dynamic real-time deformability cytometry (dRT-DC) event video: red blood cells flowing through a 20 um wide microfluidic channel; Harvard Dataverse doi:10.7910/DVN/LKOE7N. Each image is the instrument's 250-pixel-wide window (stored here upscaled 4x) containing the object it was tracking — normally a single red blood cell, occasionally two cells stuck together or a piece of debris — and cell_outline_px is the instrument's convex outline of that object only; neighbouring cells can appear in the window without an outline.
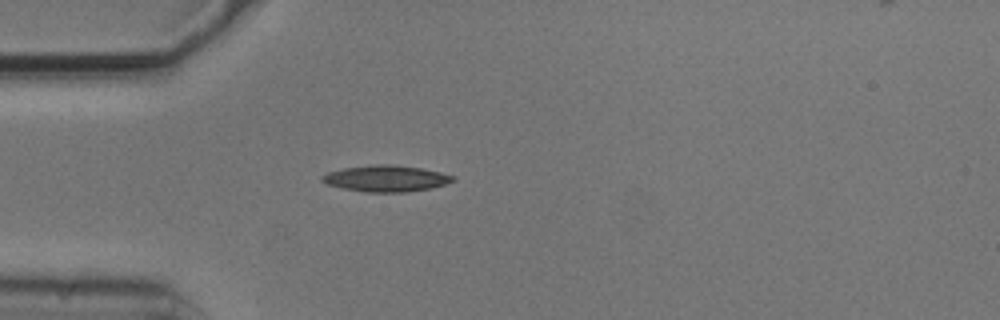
{"species": "common noctule bat (a hibernating species)", "species_latin": "Nyctalus noctula", "temperature_condition": "cold", "stored_images_in_passage": 3, "camera_frame_rate_fps": 3000, "um_per_image_px": 0.085, "animal": {"sex": "male", "body_mass_g": 20.5, "forearm_length_mm": 52.5}, "frame": {"image": 1, "passage_image": 3, "time_ms": 0.667, "image_size_px": [1000, 320], "cell_outline_px": [[456, 180], [432, 188], [404, 192], [364, 192], [344, 188], [328, 184], [320, 180], [320, 176], [328, 172], [344, 168], [376, 164], [392, 164], [420, 168], [440, 172], [456, 176]], "centroid_in_image_um": [32.82, 15.17], "position_along_channel_um": 52.2, "area_um2": 20.0}}